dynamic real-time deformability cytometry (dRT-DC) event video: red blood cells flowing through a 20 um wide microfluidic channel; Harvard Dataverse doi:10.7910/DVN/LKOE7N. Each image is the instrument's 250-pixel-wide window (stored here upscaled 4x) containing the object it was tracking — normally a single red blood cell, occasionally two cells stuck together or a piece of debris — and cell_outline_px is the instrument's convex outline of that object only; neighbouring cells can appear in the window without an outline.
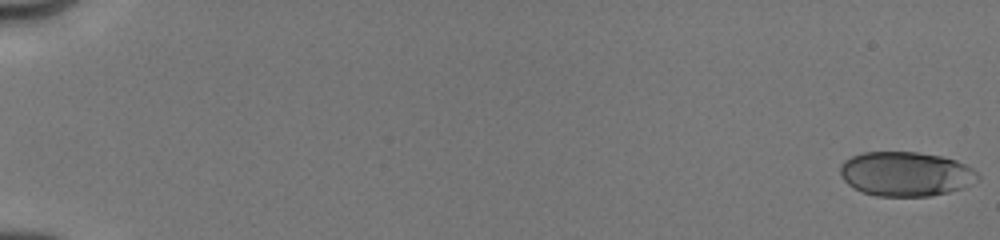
{"species": "human", "species_latin": "Homo sapiens", "temperature_condition": "cold", "stored_images_in_passage": 64, "camera_frame_rate_fps": 3000, "um_per_image_px": 0.085, "donor": {"sex": "male"}, "frame": {"image": 1, "passage_image": 1, "time_ms": 0.0, "image_size_px": [1000, 240], "cell_outline_px": [[980, 180], [964, 188], [932, 196], [876, 196], [860, 192], [848, 184], [840, 176], [840, 164], [844, 160], [852, 156], [864, 152], [916, 152], [940, 156], [956, 160], [972, 168], [980, 176]], "centroid_in_image_um": [76.99, 14.79], "position_along_channel_um": 8.0, "area_um2": 35.95}}
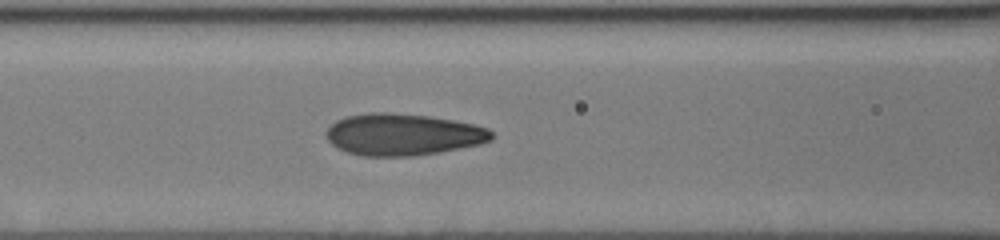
{"frame": {"image": 2, "passage_image": 43, "time_ms": 8.0, "image_size_px": [1000, 240], "cell_outline_px": [[496, 136], [492, 140], [480, 144], [440, 152], [412, 156], [364, 156], [348, 152], [336, 148], [328, 140], [328, 128], [336, 120], [344, 116], [372, 112], [388, 112], [428, 116], [452, 120], [472, 124], [488, 128]], "centroid_in_image_um": [34.27, 11.43], "position_along_channel_um": 132.3, "area_um2": 40.23}}
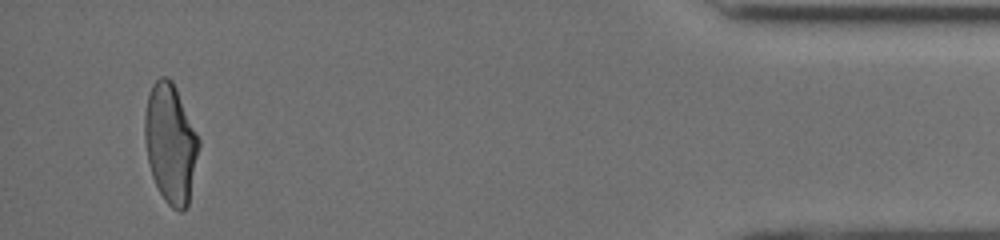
{"frame": {"image": 3, "passage_image": 63, "time_ms": 16.667, "image_size_px": [1000, 240], "cell_outline_px": [[200, 144], [188, 204], [184, 212], [180, 212], [172, 208], [164, 200], [152, 176], [148, 164], [144, 140], [144, 116], [148, 96], [152, 84], [160, 76], [164, 76], [172, 80], [176, 88], [200, 140]], "centroid_in_image_um": [14.48, 12.2], "position_along_channel_um": 420.7, "area_um2": 37.57}, "authors_computed_cell_mechanics": {"area_um2": 36.992, "velocity_mm_per_s": 4.0325, "shape_relaxation_time_tau1_ms": 3.5477, "shape_relaxation_time_tau2_ms": 0.8026, "deformation_change_tau1": 0.163, "deformation_change_tau2": 0.0646}}